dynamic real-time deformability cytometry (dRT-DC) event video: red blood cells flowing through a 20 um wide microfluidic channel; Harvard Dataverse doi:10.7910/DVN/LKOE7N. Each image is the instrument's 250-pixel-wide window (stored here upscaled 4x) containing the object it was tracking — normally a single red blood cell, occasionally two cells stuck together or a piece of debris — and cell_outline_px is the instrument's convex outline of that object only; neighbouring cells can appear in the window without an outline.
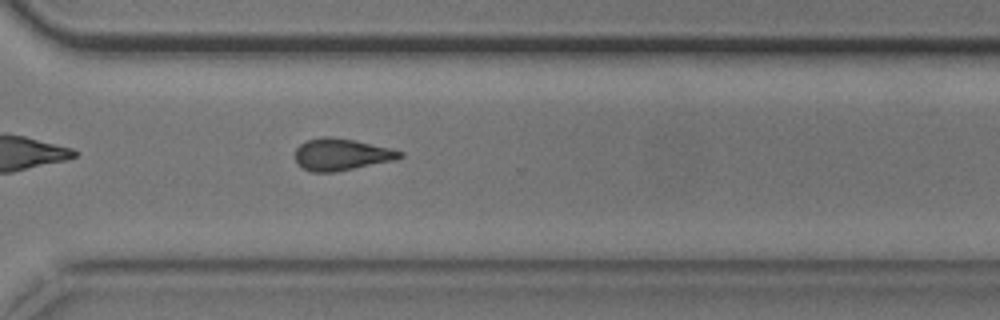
{"species": "common noctule bat (a hibernating species)", "species_latin": "Nyctalus noctula", "temperature_condition": "cold", "stored_images_in_passage": 32, "camera_frame_rate_fps": 3000, "um_per_image_px": 0.085, "animal": {"sex": "male", "body_mass_g": 20.5, "forearm_length_mm": 52.5}, "frame": {"image": 1, "passage_image": 23, "time_ms": 7.333, "image_size_px": [1000, 320], "cell_outline_px": [[404, 156], [396, 160], [336, 172], [312, 172], [296, 164], [296, 148], [304, 140], [320, 136], [332, 136], [392, 148], [404, 152]], "centroid_in_image_um": [29.02, 13.12], "position_along_channel_um": 341.6, "area_um2": 19.71}, "authors_computed_cell_mechanics": {"area_um2": 19.5075, "velocity_mm_per_s": 3.7446, "shape_relaxation_time_tau1_ms": 4.7057, "shape_relaxation_time_tau2_ms": 4.5522, "deformation_change_tau1": 0.1563, "deformation_change_tau2": 0.1492}}